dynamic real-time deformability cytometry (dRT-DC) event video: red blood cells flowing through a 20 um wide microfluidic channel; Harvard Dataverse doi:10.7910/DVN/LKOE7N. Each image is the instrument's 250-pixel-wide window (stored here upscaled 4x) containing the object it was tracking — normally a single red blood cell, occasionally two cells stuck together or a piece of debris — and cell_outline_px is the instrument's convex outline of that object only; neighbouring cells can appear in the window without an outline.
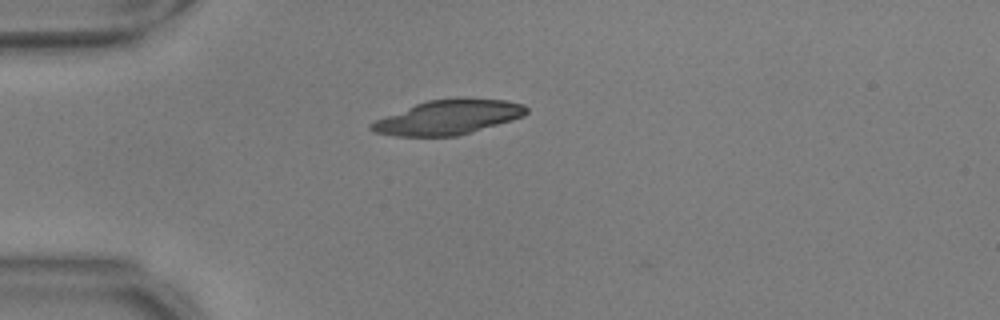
{"species": "common noctule bat (a hibernating species)", "species_latin": "Nyctalus noctula", "temperature_condition": "warm", "stored_images_in_passage": 32, "camera_frame_rate_fps": 3000, "um_per_image_px": 0.085, "animal": {"sex": "male", "body_mass_g": 17.9, "forearm_length_mm": 54.2}, "frame": {"image": 1, "passage_image": 1, "time_ms": 0.0, "image_size_px": [1000, 320], "cell_outline_px": [[528, 112], [524, 116], [512, 120], [472, 132], [456, 136], [396, 136], [372, 132], [368, 128], [368, 124], [376, 120], [416, 104], [428, 100], [464, 96], [504, 100], [524, 104], [528, 108]], "centroid_in_image_um": [38.13, 9.95], "position_along_channel_um": 46.9, "area_um2": 31.5}}
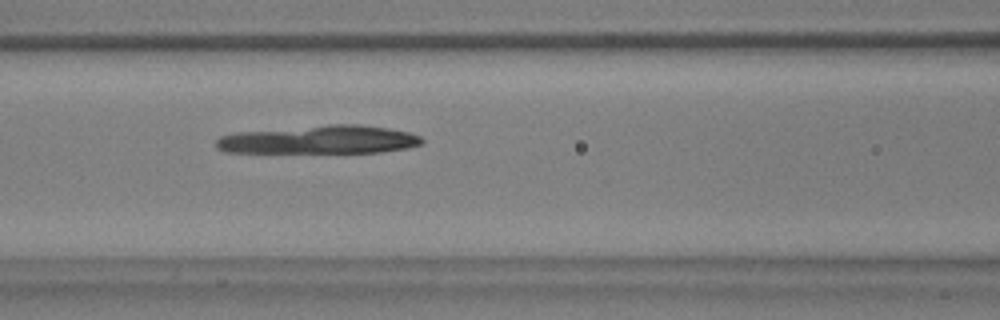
{"frame": {"image": 2, "passage_image": 10, "time_ms": 3.0, "image_size_px": [1000, 320], "cell_outline_px": [[424, 144], [408, 148], [380, 152], [224, 152], [216, 148], [216, 140], [220, 136], [236, 132], [328, 124], [360, 124], [388, 128], [408, 132], [420, 136], [424, 140]], "centroid_in_image_um": [27.17, 11.87], "position_along_channel_um": 139.4, "area_um2": 34.1}}
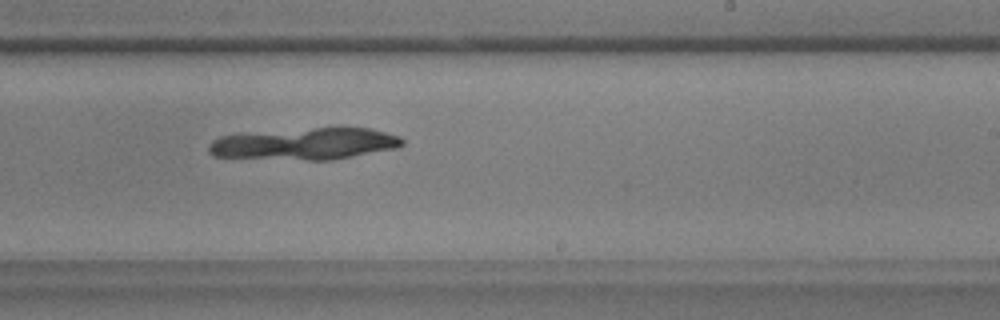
{"frame": {"image": 3, "passage_image": 20, "time_ms": 6.333, "image_size_px": [1000, 320], "cell_outline_px": [[404, 144], [400, 148], [332, 160], [308, 160], [212, 156], [208, 152], [208, 144], [212, 140], [220, 136], [316, 128], [368, 128], [400, 136], [404, 140]], "centroid_in_image_um": [25.98, 12.24], "position_along_channel_um": 263.0, "area_um2": 35.43}}